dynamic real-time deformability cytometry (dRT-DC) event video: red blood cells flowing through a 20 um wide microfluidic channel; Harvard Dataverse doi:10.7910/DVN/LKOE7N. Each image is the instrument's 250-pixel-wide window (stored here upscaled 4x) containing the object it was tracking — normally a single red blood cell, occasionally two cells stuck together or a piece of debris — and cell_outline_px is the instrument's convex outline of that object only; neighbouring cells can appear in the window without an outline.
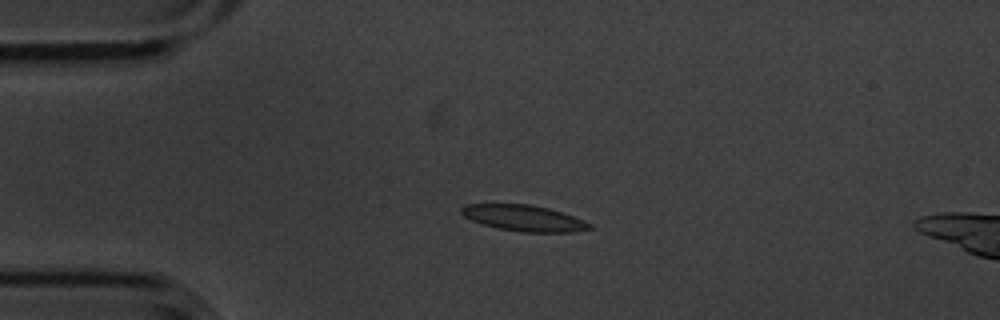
{"species": "common noctule bat (a hibernating species)", "species_latin": "Nyctalus noctula", "temperature_condition": "cold", "stored_images_in_passage": 5, "camera_frame_rate_fps": 3000, "um_per_image_px": 0.085, "animal": {"sex": "male", "body_mass_g": 20.1, "forearm_length_mm": 53.5}, "frame": {"image": 1, "passage_image": 3, "time_ms": 0.667, "image_size_px": [1000, 320], "cell_outline_px": [[592, 228], [576, 232], [524, 232], [496, 228], [480, 224], [464, 216], [460, 212], [460, 208], [464, 204], [528, 204], [548, 208], [584, 220], [592, 224]], "centroid_in_image_um": [44.5, 18.54], "position_along_channel_um": 40.5, "area_um2": 19.48}}
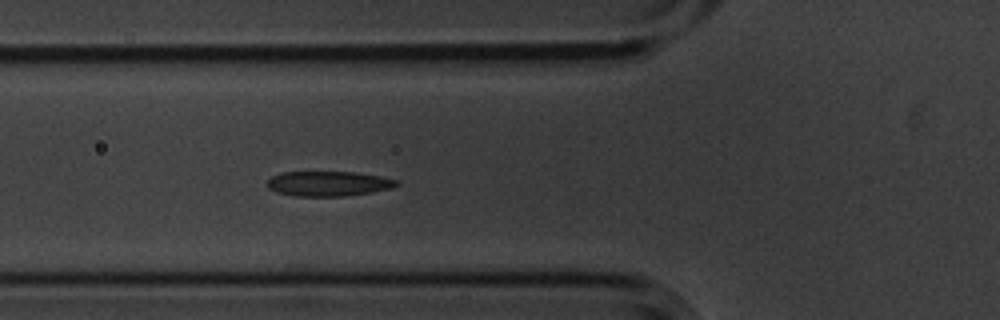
{"frame": {"image": 2, "passage_image": 5, "time_ms": 1.333, "image_size_px": [1000, 320], "cell_outline_px": [[400, 184], [392, 188], [372, 192], [344, 196], [292, 196], [276, 192], [268, 188], [268, 180], [272, 176], [280, 172], [356, 172], [380, 176], [400, 180]], "centroid_in_image_um": [27.94, 15.61], "position_along_channel_um": 97.9, "area_um2": 18.96}}